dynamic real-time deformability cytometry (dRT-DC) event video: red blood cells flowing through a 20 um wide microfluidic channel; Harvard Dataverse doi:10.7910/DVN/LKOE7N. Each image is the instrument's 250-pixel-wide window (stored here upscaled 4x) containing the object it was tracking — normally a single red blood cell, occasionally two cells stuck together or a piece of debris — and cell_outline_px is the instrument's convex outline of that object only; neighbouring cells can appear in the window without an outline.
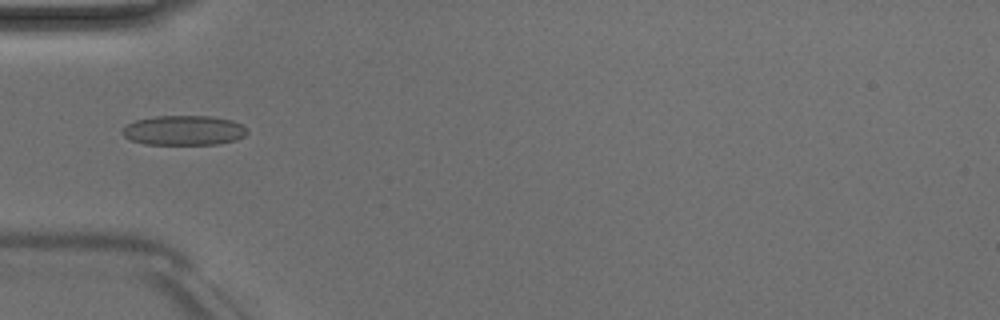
{"species": "Egyptian fruit bat (a non-hibernating species)", "species_latin": "Rousettus aegyptiacus", "temperature_condition": "room temperature", "stored_images_in_passage": 4, "camera_frame_rate_fps": 3000, "um_per_image_px": 0.085, "animal": {"sex": "male"}, "frame": {"image": 1, "passage_image": 4, "time_ms": 3.333, "image_size_px": [1000, 320], "cell_outline_px": [[248, 132], [244, 136], [236, 140], [216, 144], [144, 144], [132, 140], [124, 136], [120, 132], [128, 124], [136, 120], [156, 116], [212, 116], [232, 120], [240, 124]], "centroid_in_image_um": [15.62, 11.08], "position_along_channel_um": 69.4, "area_um2": 21.5}}